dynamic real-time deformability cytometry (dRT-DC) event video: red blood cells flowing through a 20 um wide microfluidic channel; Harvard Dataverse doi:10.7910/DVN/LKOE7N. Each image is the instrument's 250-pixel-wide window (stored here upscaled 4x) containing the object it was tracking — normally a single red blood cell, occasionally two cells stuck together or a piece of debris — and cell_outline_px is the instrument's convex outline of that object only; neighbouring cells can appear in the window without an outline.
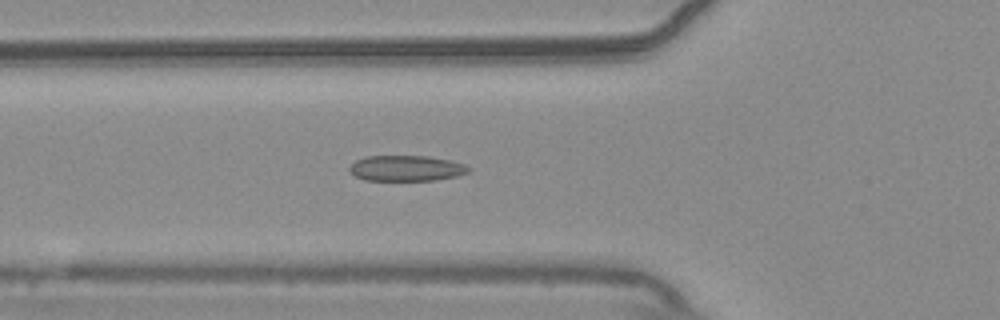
{"species": "common noctule bat (a hibernating species)", "species_latin": "Nyctalus noctula", "temperature_condition": "warm", "stored_images_in_passage": 39, "camera_frame_rate_fps": 3000, "um_per_image_px": 0.085, "animal": {"sex": "male", "body_mass_g": 20.4}, "frame": {"image": 1, "passage_image": 4, "time_ms": 1.0, "image_size_px": [1000, 320], "cell_outline_px": [[472, 168], [468, 172], [456, 176], [436, 180], [364, 180], [356, 176], [348, 168], [356, 160], [364, 156], [428, 156], [448, 160], [464, 164]], "centroid_in_image_um": [34.54, 14.3], "position_along_channel_um": 91.3, "area_um2": 17.69}}
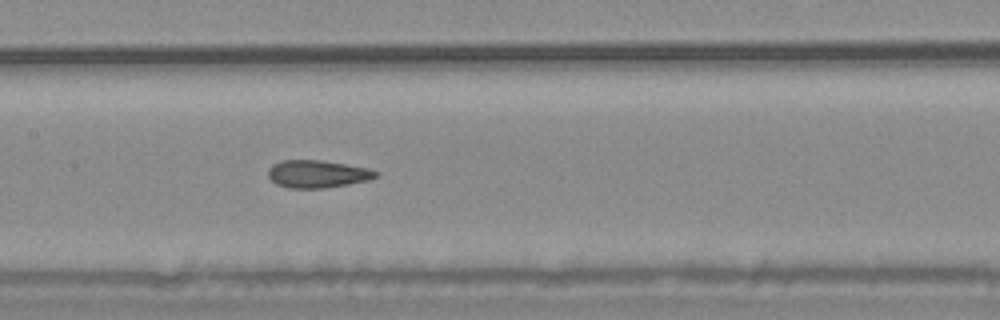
{"frame": {"image": 2, "passage_image": 11, "time_ms": 3.333, "image_size_px": [1000, 320], "cell_outline_px": [[380, 176], [368, 180], [348, 184], [324, 188], [288, 188], [276, 184], [268, 176], [268, 168], [272, 164], [284, 160], [320, 160], [368, 168], [380, 172]], "centroid_in_image_um": [26.99, 14.79], "position_along_channel_um": 180.4, "area_um2": 17.34}}
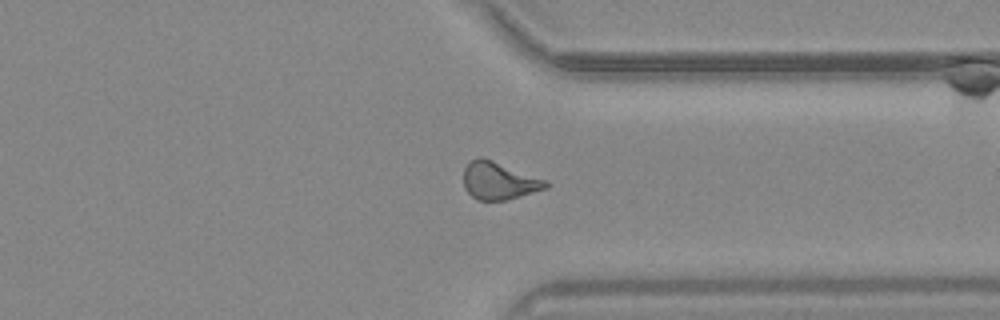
{"frame": {"image": 3, "passage_image": 26, "time_ms": 8.333, "image_size_px": [1000, 320], "cell_outline_px": [[548, 188], [508, 200], [476, 200], [464, 188], [464, 168], [472, 160], [480, 156], [492, 160], [548, 180]], "centroid_in_image_um": [42.43, 15.37], "position_along_channel_um": 369.0, "area_um2": 18.03}, "authors_computed_cell_mechanics": {"area_um2": 17.34, "velocity_mm_per_s": 3.7818, "shape_relaxation_time_tau1_ms": null, "shape_relaxation_time_tau2_ms": 1.6503, "deformation_change_tau1": null, "deformation_change_tau2": 0.1002}}